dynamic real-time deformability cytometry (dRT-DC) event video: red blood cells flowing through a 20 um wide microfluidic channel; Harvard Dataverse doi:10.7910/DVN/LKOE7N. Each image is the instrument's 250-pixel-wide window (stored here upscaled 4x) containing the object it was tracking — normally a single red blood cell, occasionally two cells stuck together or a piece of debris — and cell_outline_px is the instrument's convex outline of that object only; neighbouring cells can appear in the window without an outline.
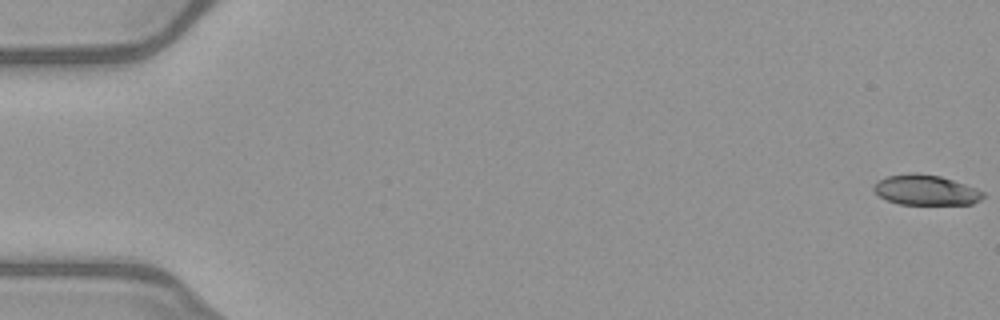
{"species": "common noctule bat (a hibernating species)", "species_latin": "Nyctalus noctula", "temperature_condition": "warm", "stored_images_in_passage": 52, "camera_frame_rate_fps": 3000, "um_per_image_px": 0.085, "animal": {"sex": "female", "body_mass_g": 21.9}, "frame": {"image": 1, "passage_image": 1, "time_ms": 0.0, "image_size_px": [1000, 320], "cell_outline_px": [[984, 196], [980, 200], [972, 204], [900, 204], [888, 200], [880, 196], [872, 188], [880, 180], [888, 176], [908, 172], [916, 172], [940, 176], [976, 188], [984, 192]], "centroid_in_image_um": [78.71, 16.15], "position_along_channel_um": 6.3, "area_um2": 19.07}}
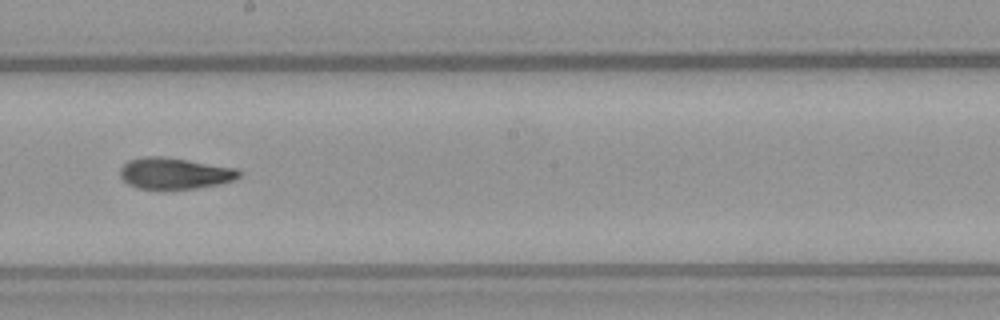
{"frame": {"image": 2, "passage_image": 30, "time_ms": 9.667, "image_size_px": [1000, 320], "cell_outline_px": [[244, 172], [240, 176], [232, 180], [220, 184], [196, 188], [140, 188], [128, 184], [120, 176], [120, 168], [128, 160], [144, 156], [160, 156], [188, 160], [236, 168]], "centroid_in_image_um": [14.86, 14.72], "position_along_channel_um": 233.3, "area_um2": 21.5}}
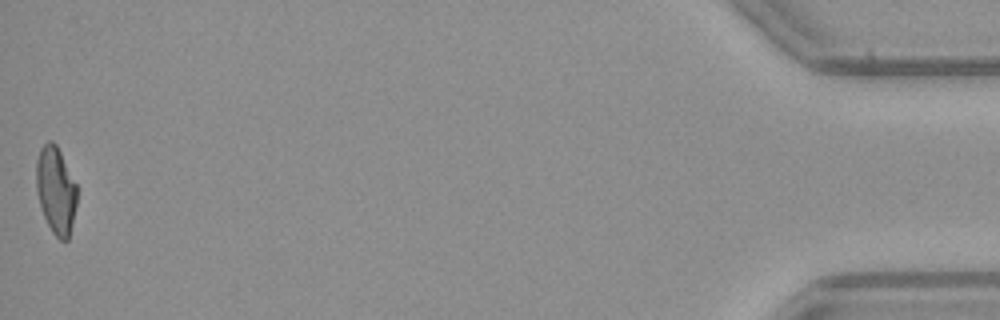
{"frame": {"image": 3, "passage_image": 52, "time_ms": 17.0, "image_size_px": [1000, 320], "cell_outline_px": [[76, 204], [68, 240], [60, 240], [52, 232], [44, 216], [40, 204], [36, 188], [36, 160], [40, 148], [48, 140], [52, 140], [56, 144], [76, 184]], "centroid_in_image_um": [4.73, 16.15], "position_along_channel_um": 430.5, "area_um2": 20.4}, "authors_computed_cell_mechanics": {"area_um2": 21.4727, "velocity_mm_per_s": 4.0577, "shape_relaxation_time_tau1_ms": 4.3085, "shape_relaxation_time_tau2_ms": 2.6754, "deformation_change_tau1": 0.1927, "deformation_change_tau2": 0.1076}}